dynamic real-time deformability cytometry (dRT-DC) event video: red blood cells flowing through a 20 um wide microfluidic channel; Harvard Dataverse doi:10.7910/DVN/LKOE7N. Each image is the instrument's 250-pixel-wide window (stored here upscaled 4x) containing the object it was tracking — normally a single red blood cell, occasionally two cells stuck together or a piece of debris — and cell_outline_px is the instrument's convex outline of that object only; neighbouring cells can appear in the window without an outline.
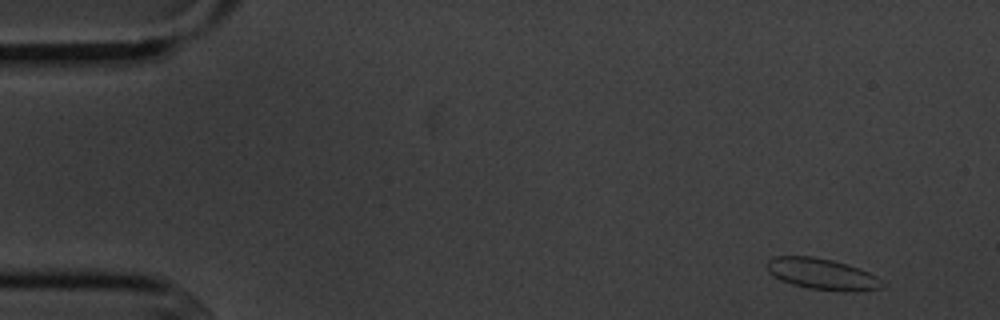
{"species": "common noctule bat (a hibernating species)", "species_latin": "Nyctalus noctula", "temperature_condition": "cold", "stored_images_in_passage": 5, "camera_frame_rate_fps": 3000, "um_per_image_px": 0.085, "animal": {"sex": "male", "body_mass_g": 20.1, "forearm_length_mm": 53.5}, "frame": {"image": 1, "passage_image": 1, "time_ms": 0.0, "image_size_px": [1000, 320], "cell_outline_px": [[884, 284], [880, 288], [856, 292], [844, 292], [808, 288], [792, 284], [780, 280], [768, 272], [768, 260], [776, 256], [812, 256], [832, 260], [848, 264], [868, 272], [876, 276]], "centroid_in_image_um": [69.88, 23.3], "position_along_channel_um": 15.1, "area_um2": 20.92}}